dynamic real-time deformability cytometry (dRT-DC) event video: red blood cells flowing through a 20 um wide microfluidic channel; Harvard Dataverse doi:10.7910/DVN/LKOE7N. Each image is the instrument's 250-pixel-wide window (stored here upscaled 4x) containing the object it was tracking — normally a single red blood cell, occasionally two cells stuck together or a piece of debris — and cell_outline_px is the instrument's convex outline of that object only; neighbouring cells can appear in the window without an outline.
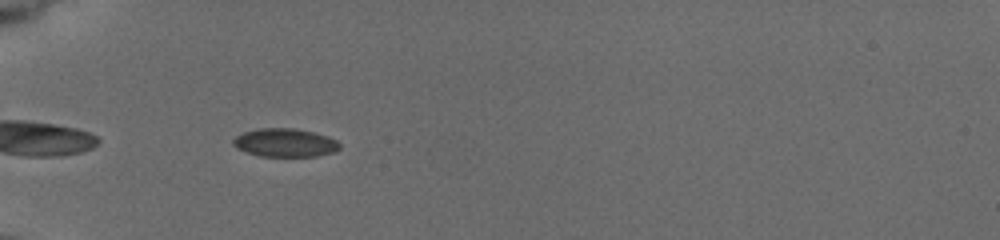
{"species": "common noctule bat (a hibernating species)", "species_latin": "Nyctalus noctula", "temperature_condition": "cold", "stored_images_in_passage": 17, "camera_frame_rate_fps": 3000, "um_per_image_px": 0.085, "animal": {"sex": "female", "body_mass_g": 19.5, "forearm_length_mm": 54.1}, "frame": {"image": 1, "passage_image": 12, "time_ms": 7.0, "image_size_px": [1000, 240], "cell_outline_px": [[340, 148], [336, 152], [316, 156], [260, 156], [236, 148], [232, 144], [232, 140], [236, 136], [244, 132], [260, 128], [296, 128], [328, 136], [336, 140], [340, 144]], "centroid_in_image_um": [24.24, 12.13], "position_along_channel_um": 60.8, "area_um2": 17.63}}
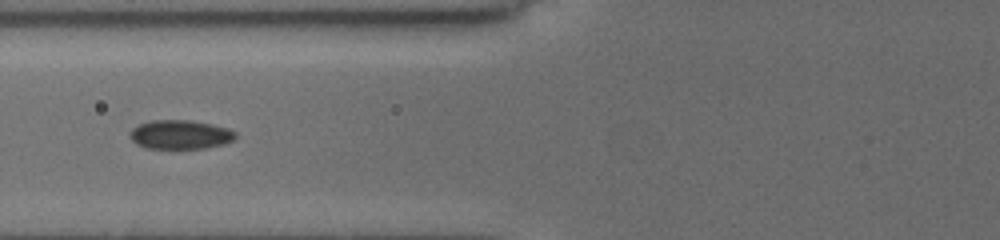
{"frame": {"image": 2, "passage_image": 14, "time_ms": 8.667, "image_size_px": [1000, 240], "cell_outline_px": [[236, 136], [232, 140], [224, 144], [208, 148], [144, 148], [136, 144], [128, 136], [128, 132], [132, 128], [140, 124], [152, 120], [192, 120], [212, 124], [228, 128], [236, 132]], "centroid_in_image_um": [15.3, 11.44], "position_along_channel_um": 110.5, "area_um2": 18.03}}
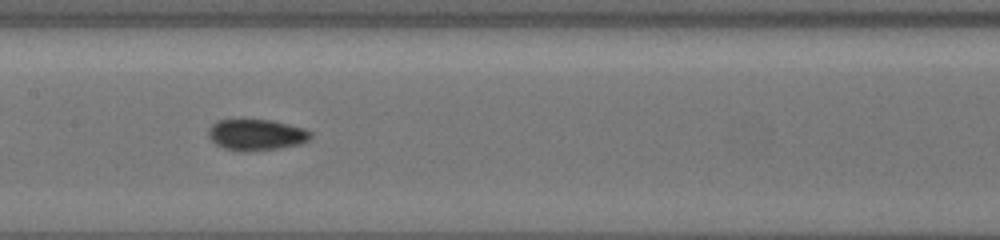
{"frame": {"image": 3, "passage_image": 16, "time_ms": 10.667, "image_size_px": [1000, 240], "cell_outline_px": [[312, 136], [308, 140], [300, 144], [280, 148], [244, 152], [240, 152], [224, 148], [216, 144], [208, 136], [208, 128], [216, 120], [272, 120], [304, 128], [312, 132]], "centroid_in_image_um": [21.78, 11.46], "position_along_channel_um": 185.6, "area_um2": 18.67}}